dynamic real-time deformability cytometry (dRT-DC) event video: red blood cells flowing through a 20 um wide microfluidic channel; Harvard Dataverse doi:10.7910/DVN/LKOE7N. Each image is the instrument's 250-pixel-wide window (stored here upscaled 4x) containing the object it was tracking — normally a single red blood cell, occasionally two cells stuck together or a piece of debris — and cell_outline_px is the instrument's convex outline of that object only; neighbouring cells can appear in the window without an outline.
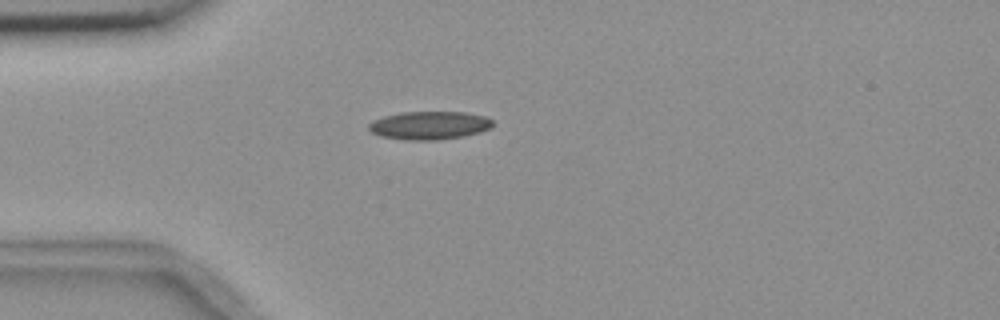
{"species": "common noctule bat (a hibernating species)", "species_latin": "Nyctalus noctula", "temperature_condition": "room temperature", "stored_images_in_passage": 1, "camera_frame_rate_fps": 3000, "um_per_image_px": 0.085, "animal": {"sex": "female", "body_mass_g": 18.4}, "frame": {"image": 1, "passage_image": 1, "time_ms": 0.0, "image_size_px": [1000, 320], "cell_outline_px": [[492, 128], [480, 132], [464, 136], [436, 140], [408, 140], [380, 136], [372, 132], [368, 128], [368, 124], [372, 120], [384, 116], [400, 112], [464, 112], [484, 116], [492, 120]], "centroid_in_image_um": [36.48, 10.65], "position_along_channel_um": 48.5, "area_um2": 20.4}}